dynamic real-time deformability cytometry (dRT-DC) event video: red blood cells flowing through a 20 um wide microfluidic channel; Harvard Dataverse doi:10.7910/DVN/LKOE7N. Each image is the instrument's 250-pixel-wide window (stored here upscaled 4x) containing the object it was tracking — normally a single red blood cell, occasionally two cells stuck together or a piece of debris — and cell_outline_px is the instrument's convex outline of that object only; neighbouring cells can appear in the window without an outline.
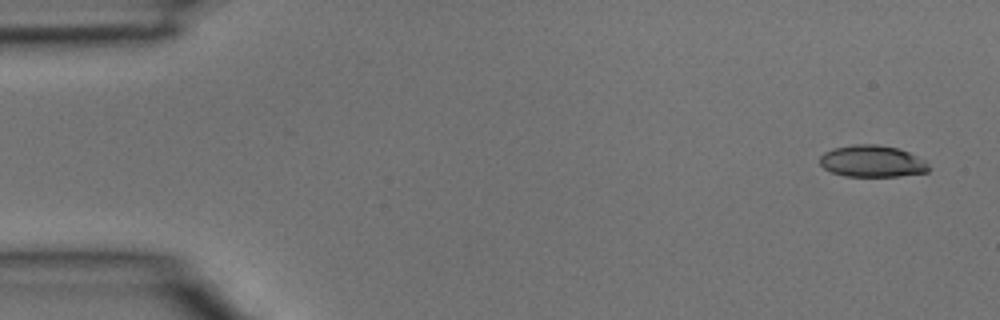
{"species": "common noctule bat (a hibernating species)", "species_latin": "Nyctalus noctula", "temperature_condition": "room temperature", "stored_images_in_passage": 3, "camera_frame_rate_fps": 3000, "um_per_image_px": 0.085, "animal": {"sex": "male", "body_mass_g": 15.6}, "frame": {"image": 1, "passage_image": 1, "time_ms": 0.0, "image_size_px": [1000, 320], "cell_outline_px": [[932, 168], [928, 172], [900, 176], [844, 176], [832, 172], [824, 168], [820, 164], [820, 156], [824, 152], [832, 148], [852, 144], [876, 144], [896, 148], [908, 152], [924, 160]], "centroid_in_image_um": [74.13, 13.7], "position_along_channel_um": 10.9, "area_um2": 20.23}}
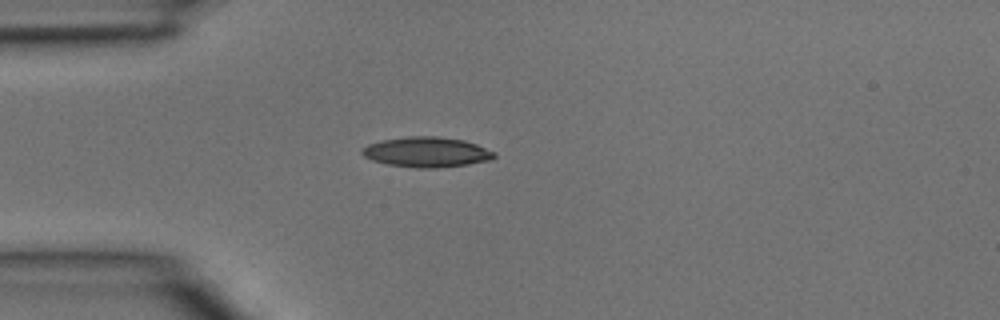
{"frame": {"image": 2, "passage_image": 3, "time_ms": 0.667, "image_size_px": [1000, 320], "cell_outline_px": [[496, 156], [492, 160], [468, 164], [436, 168], [416, 168], [388, 164], [372, 160], [364, 156], [360, 152], [360, 148], [368, 144], [380, 140], [408, 136], [440, 136], [464, 140], [476, 144], [496, 152]], "centroid_in_image_um": [36.26, 12.92], "position_along_channel_um": 48.7, "area_um2": 23.47}}